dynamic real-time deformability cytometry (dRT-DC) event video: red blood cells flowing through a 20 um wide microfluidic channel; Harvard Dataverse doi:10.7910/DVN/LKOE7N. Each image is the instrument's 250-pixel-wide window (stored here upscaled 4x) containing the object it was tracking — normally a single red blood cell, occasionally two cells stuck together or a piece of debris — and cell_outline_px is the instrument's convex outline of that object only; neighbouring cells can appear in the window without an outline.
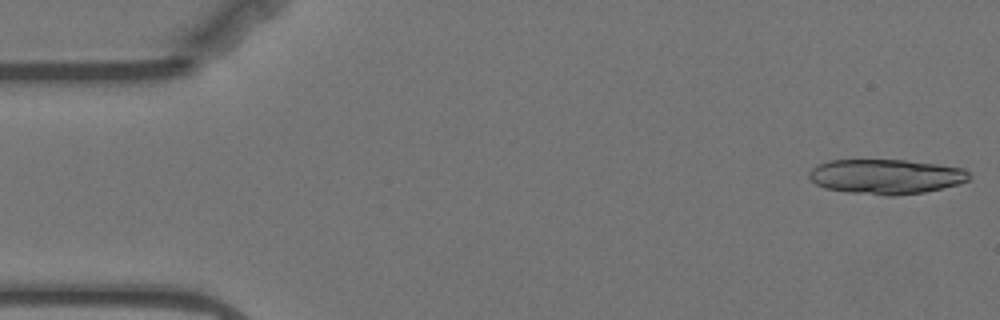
{"species": "Egyptian fruit bat (a non-hibernating species)", "species_latin": "Rousettus aegyptiacus", "temperature_condition": "warm", "stored_images_in_passage": 15, "camera_frame_rate_fps": 3000, "um_per_image_px": 0.085, "animal": {"sex": "female"}, "frame": {"image": 1, "passage_image": 1, "time_ms": 0.0, "image_size_px": [1000, 320], "cell_outline_px": [[972, 176], [968, 180], [956, 184], [924, 192], [896, 196], [884, 196], [848, 192], [824, 188], [816, 184], [808, 176], [808, 172], [816, 164], [828, 160], [904, 160], [936, 164], [964, 168]], "centroid_in_image_um": [75.27, 15.01], "position_along_channel_um": 9.7, "area_um2": 32.6}}